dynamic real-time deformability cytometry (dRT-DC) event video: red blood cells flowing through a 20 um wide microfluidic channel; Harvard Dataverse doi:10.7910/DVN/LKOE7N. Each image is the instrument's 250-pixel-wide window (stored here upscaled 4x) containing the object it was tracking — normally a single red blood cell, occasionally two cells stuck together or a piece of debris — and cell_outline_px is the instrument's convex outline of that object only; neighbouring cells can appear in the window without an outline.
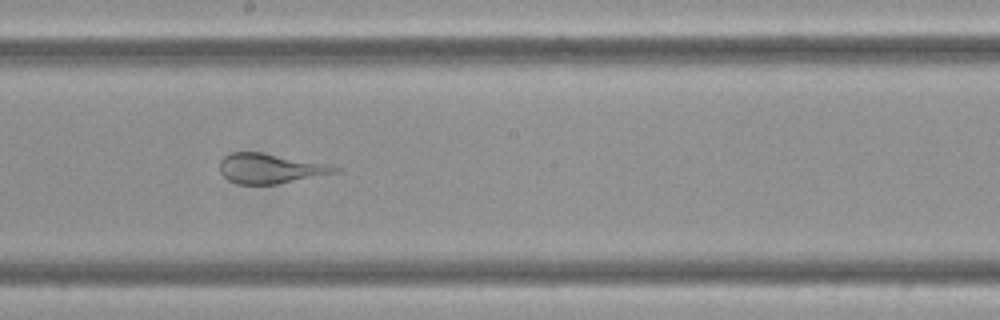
{"species": "Egyptian fruit bat (a non-hibernating species)", "species_latin": "Rousettus aegyptiacus", "temperature_condition": "cold", "stored_images_in_passage": 10, "camera_frame_rate_fps": 3000, "um_per_image_px": 0.085, "frame": {"image": 1, "passage_image": 6, "time_ms": 1.667, "image_size_px": [1000, 320], "cell_outline_px": [[340, 172], [276, 184], [240, 184], [228, 180], [220, 172], [220, 160], [224, 156], [232, 152], [260, 152], [324, 164], [340, 168]], "centroid_in_image_um": [22.92, 14.33], "position_along_channel_um": 225.3, "area_um2": 19.65}}
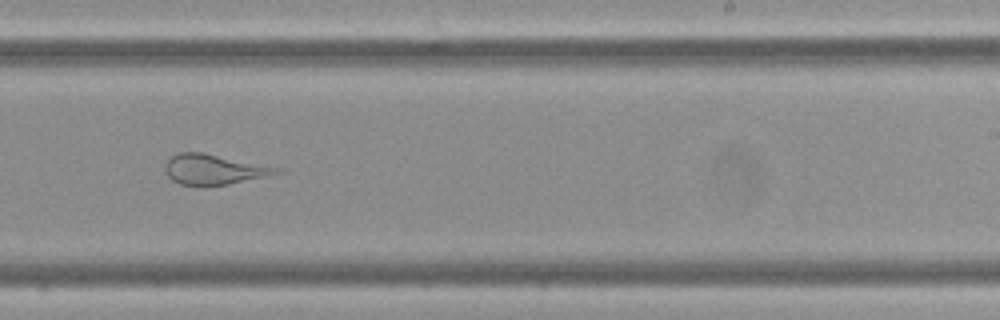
{"frame": {"image": 2, "passage_image": 7, "time_ms": 2.0, "image_size_px": [1000, 320], "cell_outline_px": [[284, 172], [228, 184], [204, 188], [180, 184], [172, 180], [168, 176], [164, 168], [164, 164], [172, 156], [180, 152], [204, 152], [284, 168]], "centroid_in_image_um": [18.19, 14.41], "position_along_channel_um": 270.8, "area_um2": 20.17}}